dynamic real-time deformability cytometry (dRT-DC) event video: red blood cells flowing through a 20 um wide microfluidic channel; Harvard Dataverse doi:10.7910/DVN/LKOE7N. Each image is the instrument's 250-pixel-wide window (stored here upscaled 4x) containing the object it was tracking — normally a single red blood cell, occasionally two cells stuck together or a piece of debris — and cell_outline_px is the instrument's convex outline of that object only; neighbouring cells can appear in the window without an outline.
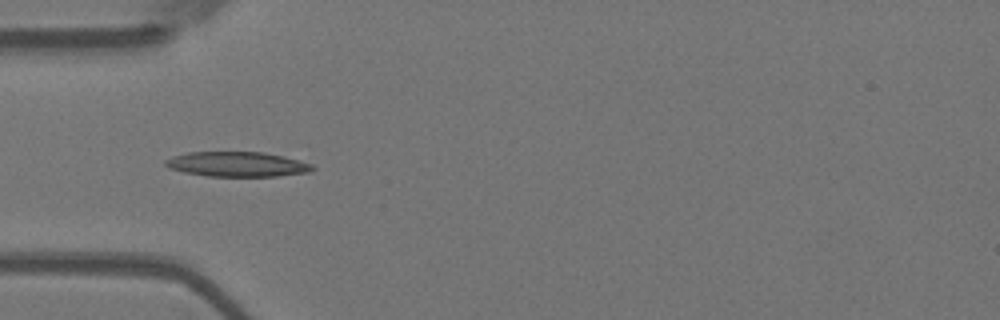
{"species": "Egyptian fruit bat (a non-hibernating species)", "species_latin": "Rousettus aegyptiacus", "temperature_condition": "warm", "stored_images_in_passage": 41, "camera_frame_rate_fps": 3000, "um_per_image_px": 0.085, "animal": {"sex": "female"}, "frame": {"image": 1, "passage_image": 3, "time_ms": 0.667, "image_size_px": [1000, 320], "cell_outline_px": [[316, 168], [312, 172], [276, 176], [208, 176], [184, 172], [168, 168], [164, 164], [164, 160], [172, 156], [188, 152], [264, 152], [284, 156], [312, 164]], "centroid_in_image_um": [20.16, 13.96], "position_along_channel_um": 64.8, "area_um2": 21.44}}
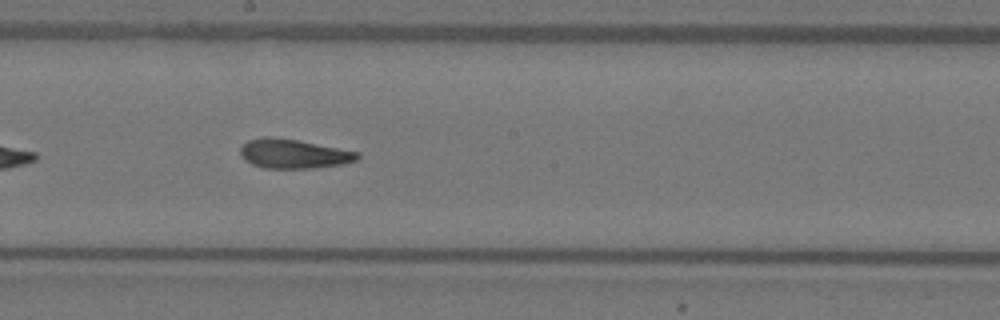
{"frame": {"image": 2, "passage_image": 16, "time_ms": 5.0, "image_size_px": [1000, 320], "cell_outline_px": [[360, 156], [356, 160], [344, 164], [312, 168], [264, 168], [252, 164], [244, 160], [240, 152], [240, 148], [248, 140], [264, 136], [268, 136], [296, 140], [360, 152]], "centroid_in_image_um": [24.95, 13.07], "position_along_channel_um": 223.3, "area_um2": 19.88}}
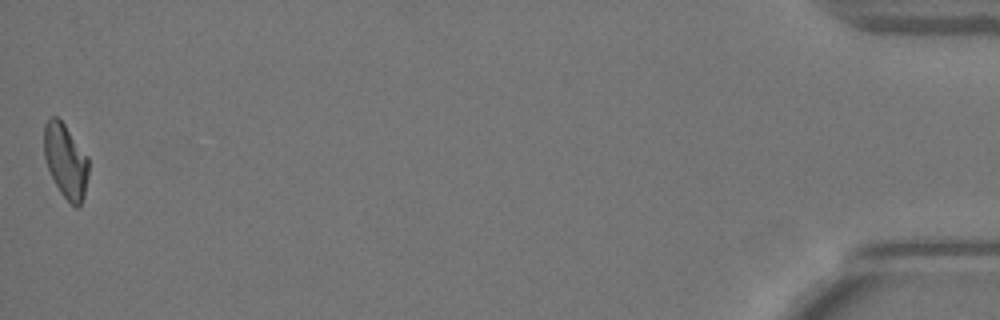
{"frame": {"image": 3, "passage_image": 41, "time_ms": 13.333, "image_size_px": [1000, 320], "cell_outline_px": [[88, 176], [84, 196], [80, 208], [76, 208], [60, 192], [48, 168], [44, 156], [44, 124], [52, 116], [56, 116], [64, 124], [88, 156]], "centroid_in_image_um": [5.59, 13.69], "position_along_channel_um": 429.6, "area_um2": 19.13}, "authors_computed_cell_mechanics": {"area_um2": 20.0566, "velocity_mm_per_s": 3.651, "shape_relaxation_time_tau1_ms": null, "shape_relaxation_time_tau2_ms": 3.2247, "deformation_change_tau1": null, "deformation_change_tau2": 0.1076}}